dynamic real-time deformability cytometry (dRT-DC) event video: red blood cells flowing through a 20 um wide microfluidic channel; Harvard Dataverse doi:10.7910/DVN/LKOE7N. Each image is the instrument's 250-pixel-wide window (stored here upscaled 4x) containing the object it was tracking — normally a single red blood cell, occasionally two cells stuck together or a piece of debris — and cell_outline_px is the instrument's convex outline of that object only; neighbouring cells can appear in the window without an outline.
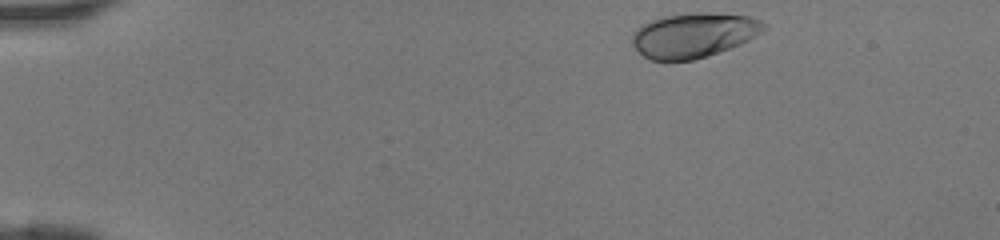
{"species": "human", "species_latin": "Homo sapiens", "temperature_condition": "room temperature", "stored_images_in_passage": 40, "camera_frame_rate_fps": 3000, "um_per_image_px": 0.085, "donor": {"sex": "female"}, "frame": {"image": 1, "passage_image": 1, "time_ms": 0.0, "image_size_px": [1000, 240], "cell_outline_px": [[768, 28], [748, 40], [740, 44], [692, 60], [652, 60], [644, 56], [632, 44], [632, 36], [636, 28], [640, 24], [648, 20], [660, 16], [684, 12], [708, 12], [748, 16], [760, 20], [768, 24]], "centroid_in_image_um": [58.94, 2.94], "position_along_channel_um": 26.1, "area_um2": 34.51}}
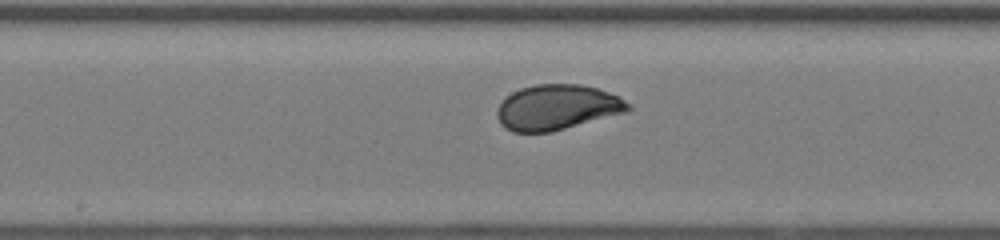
{"frame": {"image": 2, "passage_image": 19, "time_ms": 6.0, "image_size_px": [1000, 240], "cell_outline_px": [[632, 108], [628, 112], [552, 132], [512, 132], [504, 128], [500, 124], [496, 116], [496, 108], [512, 92], [520, 88], [536, 84], [580, 84], [600, 88], [632, 104]], "centroid_in_image_um": [47.36, 9.13], "position_along_channel_um": 200.8, "area_um2": 34.91}}
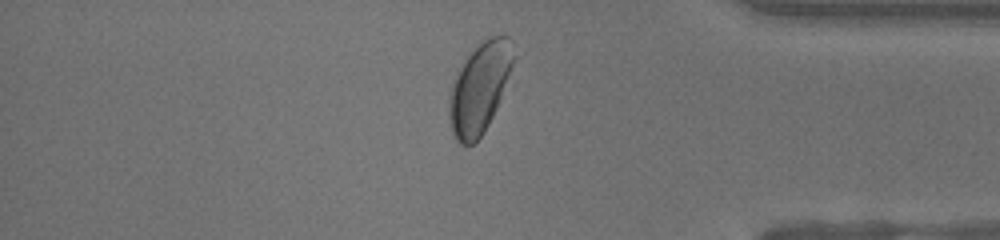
{"frame": {"image": 3, "passage_image": 33, "time_ms": 10.667, "image_size_px": [1000, 240], "cell_outline_px": [[524, 52], [484, 132], [472, 144], [460, 144], [452, 136], [448, 116], [448, 96], [456, 72], [468, 52], [488, 36], [508, 36]], "centroid_in_image_um": [40.87, 7.34], "position_along_channel_um": 394.3, "area_um2": 35.89}}